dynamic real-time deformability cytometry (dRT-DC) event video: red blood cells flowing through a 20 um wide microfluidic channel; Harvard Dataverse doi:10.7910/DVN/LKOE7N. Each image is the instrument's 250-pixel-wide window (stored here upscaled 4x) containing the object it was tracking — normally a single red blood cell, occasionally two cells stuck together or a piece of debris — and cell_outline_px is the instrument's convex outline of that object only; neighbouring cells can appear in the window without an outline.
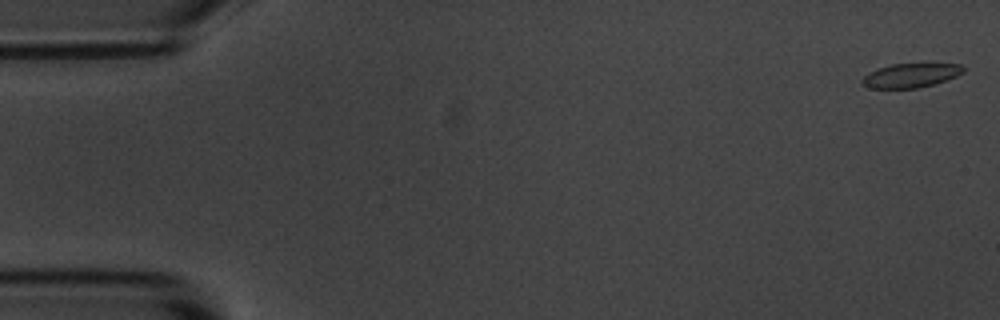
{"species": "common noctule bat (a hibernating species)", "species_latin": "Nyctalus noctula", "temperature_condition": "room temperature", "stored_images_in_passage": 55, "camera_frame_rate_fps": 3000, "um_per_image_px": 0.085, "animal": {"sex": "male", "body_mass_g": 20.1, "forearm_length_mm": 53.5}, "frame": {"image": 1, "passage_image": 1, "time_ms": 0.0, "image_size_px": [1000, 320], "cell_outline_px": [[964, 72], [956, 76], [932, 84], [916, 88], [872, 88], [864, 84], [860, 80], [864, 76], [876, 68], [892, 64], [960, 64], [964, 68]], "centroid_in_image_um": [77.39, 6.4], "position_along_channel_um": 7.6, "area_um2": 13.93}}
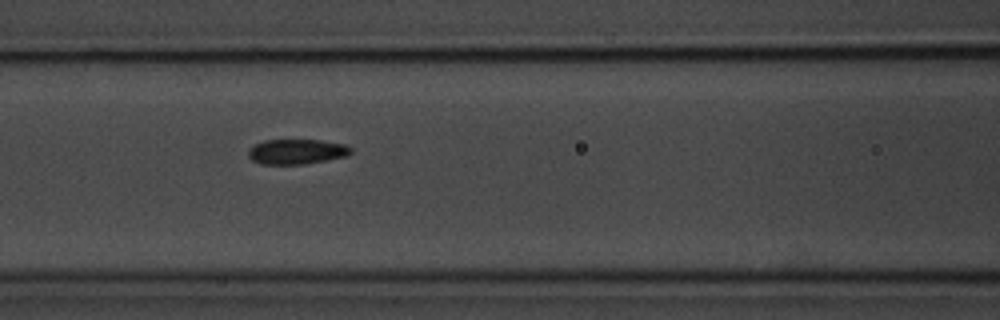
{"frame": {"image": 2, "passage_image": 23, "time_ms": 7.333, "image_size_px": [1000, 320], "cell_outline_px": [[352, 152], [348, 156], [304, 164], [260, 164], [252, 160], [248, 156], [248, 148], [264, 140], [320, 140], [344, 144], [352, 148]], "centroid_in_image_um": [25.21, 12.89], "position_along_channel_um": 141.4, "area_um2": 15.03}}
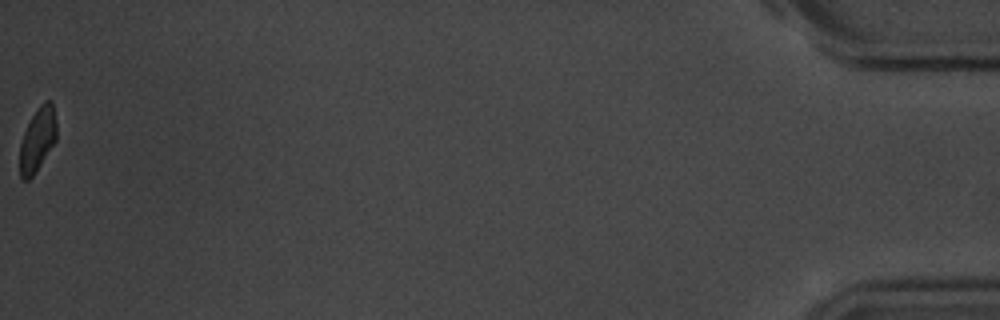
{"frame": {"image": 3, "passage_image": 55, "time_ms": 18.0, "image_size_px": [1000, 320], "cell_outline_px": [[56, 140], [36, 172], [28, 180], [24, 180], [20, 176], [20, 144], [24, 132], [32, 116], [40, 104], [44, 100], [52, 100], [56, 120]], "centroid_in_image_um": [3.2, 11.84], "position_along_channel_um": 432.0, "area_um2": 13.64}, "authors_computed_cell_mechanics": {"area_um2": 15.028, "velocity_mm_per_s": 3.6693, "shape_relaxation_time_tau1_ms": 3.9343, "shape_relaxation_time_tau2_ms": 3.9723, "deformation_change_tau1": 0.1125, "deformation_change_tau2": 0.0652}}